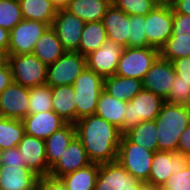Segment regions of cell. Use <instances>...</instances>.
Instances as JSON below:
<instances>
[{
    "mask_svg": "<svg viewBox=\"0 0 190 190\" xmlns=\"http://www.w3.org/2000/svg\"><path fill=\"white\" fill-rule=\"evenodd\" d=\"M165 100L154 93L142 89L132 100L126 102L125 119L123 129L124 135L130 129L136 127L142 121H152L158 116Z\"/></svg>",
    "mask_w": 190,
    "mask_h": 190,
    "instance_id": "5",
    "label": "cell"
},
{
    "mask_svg": "<svg viewBox=\"0 0 190 190\" xmlns=\"http://www.w3.org/2000/svg\"><path fill=\"white\" fill-rule=\"evenodd\" d=\"M17 148L21 152L27 168L38 176L49 175L50 167L46 159L45 140L25 133Z\"/></svg>",
    "mask_w": 190,
    "mask_h": 190,
    "instance_id": "18",
    "label": "cell"
},
{
    "mask_svg": "<svg viewBox=\"0 0 190 190\" xmlns=\"http://www.w3.org/2000/svg\"><path fill=\"white\" fill-rule=\"evenodd\" d=\"M175 76L172 62L159 56L142 80L143 89L165 100L169 95L171 85L174 84Z\"/></svg>",
    "mask_w": 190,
    "mask_h": 190,
    "instance_id": "13",
    "label": "cell"
},
{
    "mask_svg": "<svg viewBox=\"0 0 190 190\" xmlns=\"http://www.w3.org/2000/svg\"><path fill=\"white\" fill-rule=\"evenodd\" d=\"M29 104V88L13 82L0 94V116L23 120Z\"/></svg>",
    "mask_w": 190,
    "mask_h": 190,
    "instance_id": "15",
    "label": "cell"
},
{
    "mask_svg": "<svg viewBox=\"0 0 190 190\" xmlns=\"http://www.w3.org/2000/svg\"><path fill=\"white\" fill-rule=\"evenodd\" d=\"M143 89L142 80L112 75L104 78V91L122 101L132 100Z\"/></svg>",
    "mask_w": 190,
    "mask_h": 190,
    "instance_id": "23",
    "label": "cell"
},
{
    "mask_svg": "<svg viewBox=\"0 0 190 190\" xmlns=\"http://www.w3.org/2000/svg\"><path fill=\"white\" fill-rule=\"evenodd\" d=\"M145 33L148 45L160 49L172 35L173 9L169 3H159L146 15Z\"/></svg>",
    "mask_w": 190,
    "mask_h": 190,
    "instance_id": "9",
    "label": "cell"
},
{
    "mask_svg": "<svg viewBox=\"0 0 190 190\" xmlns=\"http://www.w3.org/2000/svg\"><path fill=\"white\" fill-rule=\"evenodd\" d=\"M166 102L190 107V84L182 81L181 77L175 76L174 84L171 85Z\"/></svg>",
    "mask_w": 190,
    "mask_h": 190,
    "instance_id": "38",
    "label": "cell"
},
{
    "mask_svg": "<svg viewBox=\"0 0 190 190\" xmlns=\"http://www.w3.org/2000/svg\"><path fill=\"white\" fill-rule=\"evenodd\" d=\"M6 61V57L0 53V65H2Z\"/></svg>",
    "mask_w": 190,
    "mask_h": 190,
    "instance_id": "50",
    "label": "cell"
},
{
    "mask_svg": "<svg viewBox=\"0 0 190 190\" xmlns=\"http://www.w3.org/2000/svg\"><path fill=\"white\" fill-rule=\"evenodd\" d=\"M53 111L67 123H76V103L73 85L51 87Z\"/></svg>",
    "mask_w": 190,
    "mask_h": 190,
    "instance_id": "22",
    "label": "cell"
},
{
    "mask_svg": "<svg viewBox=\"0 0 190 190\" xmlns=\"http://www.w3.org/2000/svg\"><path fill=\"white\" fill-rule=\"evenodd\" d=\"M112 3L127 15H147L160 2L159 0H113Z\"/></svg>",
    "mask_w": 190,
    "mask_h": 190,
    "instance_id": "37",
    "label": "cell"
},
{
    "mask_svg": "<svg viewBox=\"0 0 190 190\" xmlns=\"http://www.w3.org/2000/svg\"><path fill=\"white\" fill-rule=\"evenodd\" d=\"M2 150H3V149L0 147V159H1Z\"/></svg>",
    "mask_w": 190,
    "mask_h": 190,
    "instance_id": "52",
    "label": "cell"
},
{
    "mask_svg": "<svg viewBox=\"0 0 190 190\" xmlns=\"http://www.w3.org/2000/svg\"><path fill=\"white\" fill-rule=\"evenodd\" d=\"M76 137V128L73 123H67L45 140L47 164L51 168L62 156L65 149Z\"/></svg>",
    "mask_w": 190,
    "mask_h": 190,
    "instance_id": "25",
    "label": "cell"
},
{
    "mask_svg": "<svg viewBox=\"0 0 190 190\" xmlns=\"http://www.w3.org/2000/svg\"><path fill=\"white\" fill-rule=\"evenodd\" d=\"M76 103V121L96 113L100 93L104 89V78L85 68L73 83Z\"/></svg>",
    "mask_w": 190,
    "mask_h": 190,
    "instance_id": "3",
    "label": "cell"
},
{
    "mask_svg": "<svg viewBox=\"0 0 190 190\" xmlns=\"http://www.w3.org/2000/svg\"><path fill=\"white\" fill-rule=\"evenodd\" d=\"M25 134L22 120L0 116V147L10 149L18 146Z\"/></svg>",
    "mask_w": 190,
    "mask_h": 190,
    "instance_id": "32",
    "label": "cell"
},
{
    "mask_svg": "<svg viewBox=\"0 0 190 190\" xmlns=\"http://www.w3.org/2000/svg\"><path fill=\"white\" fill-rule=\"evenodd\" d=\"M22 122L26 134L43 140H46L67 124V122L53 110L37 114H28Z\"/></svg>",
    "mask_w": 190,
    "mask_h": 190,
    "instance_id": "19",
    "label": "cell"
},
{
    "mask_svg": "<svg viewBox=\"0 0 190 190\" xmlns=\"http://www.w3.org/2000/svg\"><path fill=\"white\" fill-rule=\"evenodd\" d=\"M86 67V56L77 51H66L55 63L47 66L46 84L50 87L73 85Z\"/></svg>",
    "mask_w": 190,
    "mask_h": 190,
    "instance_id": "8",
    "label": "cell"
},
{
    "mask_svg": "<svg viewBox=\"0 0 190 190\" xmlns=\"http://www.w3.org/2000/svg\"><path fill=\"white\" fill-rule=\"evenodd\" d=\"M53 6L57 9H66L69 5L70 0H51Z\"/></svg>",
    "mask_w": 190,
    "mask_h": 190,
    "instance_id": "48",
    "label": "cell"
},
{
    "mask_svg": "<svg viewBox=\"0 0 190 190\" xmlns=\"http://www.w3.org/2000/svg\"><path fill=\"white\" fill-rule=\"evenodd\" d=\"M146 15H129V34L127 48L149 47L145 33Z\"/></svg>",
    "mask_w": 190,
    "mask_h": 190,
    "instance_id": "35",
    "label": "cell"
},
{
    "mask_svg": "<svg viewBox=\"0 0 190 190\" xmlns=\"http://www.w3.org/2000/svg\"><path fill=\"white\" fill-rule=\"evenodd\" d=\"M9 34L10 32L8 30L0 27V53H2L5 57L9 46Z\"/></svg>",
    "mask_w": 190,
    "mask_h": 190,
    "instance_id": "47",
    "label": "cell"
},
{
    "mask_svg": "<svg viewBox=\"0 0 190 190\" xmlns=\"http://www.w3.org/2000/svg\"><path fill=\"white\" fill-rule=\"evenodd\" d=\"M94 190H142V182L128 173L118 161L101 163Z\"/></svg>",
    "mask_w": 190,
    "mask_h": 190,
    "instance_id": "11",
    "label": "cell"
},
{
    "mask_svg": "<svg viewBox=\"0 0 190 190\" xmlns=\"http://www.w3.org/2000/svg\"><path fill=\"white\" fill-rule=\"evenodd\" d=\"M190 162V157L169 151L154 152L148 182L162 186L172 173L182 171Z\"/></svg>",
    "mask_w": 190,
    "mask_h": 190,
    "instance_id": "14",
    "label": "cell"
},
{
    "mask_svg": "<svg viewBox=\"0 0 190 190\" xmlns=\"http://www.w3.org/2000/svg\"><path fill=\"white\" fill-rule=\"evenodd\" d=\"M74 125L76 137L82 142L92 163L117 161L122 134L115 125L96 114L80 118Z\"/></svg>",
    "mask_w": 190,
    "mask_h": 190,
    "instance_id": "1",
    "label": "cell"
},
{
    "mask_svg": "<svg viewBox=\"0 0 190 190\" xmlns=\"http://www.w3.org/2000/svg\"><path fill=\"white\" fill-rule=\"evenodd\" d=\"M159 55L170 61L190 57V37H169L159 49Z\"/></svg>",
    "mask_w": 190,
    "mask_h": 190,
    "instance_id": "34",
    "label": "cell"
},
{
    "mask_svg": "<svg viewBox=\"0 0 190 190\" xmlns=\"http://www.w3.org/2000/svg\"><path fill=\"white\" fill-rule=\"evenodd\" d=\"M177 153L190 157V124L180 135Z\"/></svg>",
    "mask_w": 190,
    "mask_h": 190,
    "instance_id": "44",
    "label": "cell"
},
{
    "mask_svg": "<svg viewBox=\"0 0 190 190\" xmlns=\"http://www.w3.org/2000/svg\"><path fill=\"white\" fill-rule=\"evenodd\" d=\"M107 37L123 48L128 45L129 15L113 3L102 18Z\"/></svg>",
    "mask_w": 190,
    "mask_h": 190,
    "instance_id": "21",
    "label": "cell"
},
{
    "mask_svg": "<svg viewBox=\"0 0 190 190\" xmlns=\"http://www.w3.org/2000/svg\"><path fill=\"white\" fill-rule=\"evenodd\" d=\"M65 52L51 26L45 30L32 51L46 66L55 63Z\"/></svg>",
    "mask_w": 190,
    "mask_h": 190,
    "instance_id": "24",
    "label": "cell"
},
{
    "mask_svg": "<svg viewBox=\"0 0 190 190\" xmlns=\"http://www.w3.org/2000/svg\"><path fill=\"white\" fill-rule=\"evenodd\" d=\"M157 131L155 120L142 121L136 127L127 131L124 135L132 143L143 146L149 151L156 152L158 150Z\"/></svg>",
    "mask_w": 190,
    "mask_h": 190,
    "instance_id": "31",
    "label": "cell"
},
{
    "mask_svg": "<svg viewBox=\"0 0 190 190\" xmlns=\"http://www.w3.org/2000/svg\"><path fill=\"white\" fill-rule=\"evenodd\" d=\"M159 56V50L151 46L123 48L115 75L143 80Z\"/></svg>",
    "mask_w": 190,
    "mask_h": 190,
    "instance_id": "7",
    "label": "cell"
},
{
    "mask_svg": "<svg viewBox=\"0 0 190 190\" xmlns=\"http://www.w3.org/2000/svg\"><path fill=\"white\" fill-rule=\"evenodd\" d=\"M91 163L82 142L75 137L62 156L50 168L49 176L60 179L62 176L84 168Z\"/></svg>",
    "mask_w": 190,
    "mask_h": 190,
    "instance_id": "17",
    "label": "cell"
},
{
    "mask_svg": "<svg viewBox=\"0 0 190 190\" xmlns=\"http://www.w3.org/2000/svg\"><path fill=\"white\" fill-rule=\"evenodd\" d=\"M38 177L29 168L0 165V190H34Z\"/></svg>",
    "mask_w": 190,
    "mask_h": 190,
    "instance_id": "20",
    "label": "cell"
},
{
    "mask_svg": "<svg viewBox=\"0 0 190 190\" xmlns=\"http://www.w3.org/2000/svg\"><path fill=\"white\" fill-rule=\"evenodd\" d=\"M22 20L18 0H0V27L10 32Z\"/></svg>",
    "mask_w": 190,
    "mask_h": 190,
    "instance_id": "36",
    "label": "cell"
},
{
    "mask_svg": "<svg viewBox=\"0 0 190 190\" xmlns=\"http://www.w3.org/2000/svg\"><path fill=\"white\" fill-rule=\"evenodd\" d=\"M154 152L132 143L125 135L121 136L117 161L141 182H148Z\"/></svg>",
    "mask_w": 190,
    "mask_h": 190,
    "instance_id": "4",
    "label": "cell"
},
{
    "mask_svg": "<svg viewBox=\"0 0 190 190\" xmlns=\"http://www.w3.org/2000/svg\"><path fill=\"white\" fill-rule=\"evenodd\" d=\"M172 0H159L160 3H169L171 2Z\"/></svg>",
    "mask_w": 190,
    "mask_h": 190,
    "instance_id": "51",
    "label": "cell"
},
{
    "mask_svg": "<svg viewBox=\"0 0 190 190\" xmlns=\"http://www.w3.org/2000/svg\"><path fill=\"white\" fill-rule=\"evenodd\" d=\"M111 4V0H70L66 10L87 23L102 21Z\"/></svg>",
    "mask_w": 190,
    "mask_h": 190,
    "instance_id": "26",
    "label": "cell"
},
{
    "mask_svg": "<svg viewBox=\"0 0 190 190\" xmlns=\"http://www.w3.org/2000/svg\"><path fill=\"white\" fill-rule=\"evenodd\" d=\"M99 171V164L91 163L72 173L62 176L60 180L68 190H94Z\"/></svg>",
    "mask_w": 190,
    "mask_h": 190,
    "instance_id": "29",
    "label": "cell"
},
{
    "mask_svg": "<svg viewBox=\"0 0 190 190\" xmlns=\"http://www.w3.org/2000/svg\"><path fill=\"white\" fill-rule=\"evenodd\" d=\"M0 165L18 166L19 168H27V165L22 158L21 152L17 146L10 149H3L0 159Z\"/></svg>",
    "mask_w": 190,
    "mask_h": 190,
    "instance_id": "41",
    "label": "cell"
},
{
    "mask_svg": "<svg viewBox=\"0 0 190 190\" xmlns=\"http://www.w3.org/2000/svg\"><path fill=\"white\" fill-rule=\"evenodd\" d=\"M34 190H68L58 178L39 176Z\"/></svg>",
    "mask_w": 190,
    "mask_h": 190,
    "instance_id": "42",
    "label": "cell"
},
{
    "mask_svg": "<svg viewBox=\"0 0 190 190\" xmlns=\"http://www.w3.org/2000/svg\"><path fill=\"white\" fill-rule=\"evenodd\" d=\"M85 22L66 9L57 10L51 27L65 51H77Z\"/></svg>",
    "mask_w": 190,
    "mask_h": 190,
    "instance_id": "12",
    "label": "cell"
},
{
    "mask_svg": "<svg viewBox=\"0 0 190 190\" xmlns=\"http://www.w3.org/2000/svg\"><path fill=\"white\" fill-rule=\"evenodd\" d=\"M122 50L123 47L107 39L101 47L86 56L87 68L103 78L115 75Z\"/></svg>",
    "mask_w": 190,
    "mask_h": 190,
    "instance_id": "16",
    "label": "cell"
},
{
    "mask_svg": "<svg viewBox=\"0 0 190 190\" xmlns=\"http://www.w3.org/2000/svg\"><path fill=\"white\" fill-rule=\"evenodd\" d=\"M48 27V24L41 21L23 19L10 31L6 55L31 54L36 42Z\"/></svg>",
    "mask_w": 190,
    "mask_h": 190,
    "instance_id": "10",
    "label": "cell"
},
{
    "mask_svg": "<svg viewBox=\"0 0 190 190\" xmlns=\"http://www.w3.org/2000/svg\"><path fill=\"white\" fill-rule=\"evenodd\" d=\"M107 39V33L102 21L87 22L82 31L77 52L87 56L101 47Z\"/></svg>",
    "mask_w": 190,
    "mask_h": 190,
    "instance_id": "30",
    "label": "cell"
},
{
    "mask_svg": "<svg viewBox=\"0 0 190 190\" xmlns=\"http://www.w3.org/2000/svg\"><path fill=\"white\" fill-rule=\"evenodd\" d=\"M126 102L115 99L104 90L100 93L96 115L115 125L120 131L123 129Z\"/></svg>",
    "mask_w": 190,
    "mask_h": 190,
    "instance_id": "27",
    "label": "cell"
},
{
    "mask_svg": "<svg viewBox=\"0 0 190 190\" xmlns=\"http://www.w3.org/2000/svg\"><path fill=\"white\" fill-rule=\"evenodd\" d=\"M20 9L23 19L41 21L52 25L57 9L51 0H20Z\"/></svg>",
    "mask_w": 190,
    "mask_h": 190,
    "instance_id": "28",
    "label": "cell"
},
{
    "mask_svg": "<svg viewBox=\"0 0 190 190\" xmlns=\"http://www.w3.org/2000/svg\"><path fill=\"white\" fill-rule=\"evenodd\" d=\"M29 114L52 111V91L48 84L29 88Z\"/></svg>",
    "mask_w": 190,
    "mask_h": 190,
    "instance_id": "33",
    "label": "cell"
},
{
    "mask_svg": "<svg viewBox=\"0 0 190 190\" xmlns=\"http://www.w3.org/2000/svg\"><path fill=\"white\" fill-rule=\"evenodd\" d=\"M155 122L158 150L177 153L180 135L190 124V107L165 101Z\"/></svg>",
    "mask_w": 190,
    "mask_h": 190,
    "instance_id": "2",
    "label": "cell"
},
{
    "mask_svg": "<svg viewBox=\"0 0 190 190\" xmlns=\"http://www.w3.org/2000/svg\"><path fill=\"white\" fill-rule=\"evenodd\" d=\"M175 74L181 77L182 81L190 84V57L178 58L171 61Z\"/></svg>",
    "mask_w": 190,
    "mask_h": 190,
    "instance_id": "43",
    "label": "cell"
},
{
    "mask_svg": "<svg viewBox=\"0 0 190 190\" xmlns=\"http://www.w3.org/2000/svg\"><path fill=\"white\" fill-rule=\"evenodd\" d=\"M169 4L173 9V13L190 15V0H172Z\"/></svg>",
    "mask_w": 190,
    "mask_h": 190,
    "instance_id": "46",
    "label": "cell"
},
{
    "mask_svg": "<svg viewBox=\"0 0 190 190\" xmlns=\"http://www.w3.org/2000/svg\"><path fill=\"white\" fill-rule=\"evenodd\" d=\"M13 83L12 72L9 64L5 61L0 65V94Z\"/></svg>",
    "mask_w": 190,
    "mask_h": 190,
    "instance_id": "45",
    "label": "cell"
},
{
    "mask_svg": "<svg viewBox=\"0 0 190 190\" xmlns=\"http://www.w3.org/2000/svg\"><path fill=\"white\" fill-rule=\"evenodd\" d=\"M170 37H190V15L173 13V28Z\"/></svg>",
    "mask_w": 190,
    "mask_h": 190,
    "instance_id": "40",
    "label": "cell"
},
{
    "mask_svg": "<svg viewBox=\"0 0 190 190\" xmlns=\"http://www.w3.org/2000/svg\"><path fill=\"white\" fill-rule=\"evenodd\" d=\"M163 190H190V162L180 172H175L161 186Z\"/></svg>",
    "mask_w": 190,
    "mask_h": 190,
    "instance_id": "39",
    "label": "cell"
},
{
    "mask_svg": "<svg viewBox=\"0 0 190 190\" xmlns=\"http://www.w3.org/2000/svg\"><path fill=\"white\" fill-rule=\"evenodd\" d=\"M13 82L31 88L46 84L47 66L33 53L21 55H6Z\"/></svg>",
    "mask_w": 190,
    "mask_h": 190,
    "instance_id": "6",
    "label": "cell"
},
{
    "mask_svg": "<svg viewBox=\"0 0 190 190\" xmlns=\"http://www.w3.org/2000/svg\"><path fill=\"white\" fill-rule=\"evenodd\" d=\"M142 190H163V189L161 186L149 182H142Z\"/></svg>",
    "mask_w": 190,
    "mask_h": 190,
    "instance_id": "49",
    "label": "cell"
}]
</instances>
